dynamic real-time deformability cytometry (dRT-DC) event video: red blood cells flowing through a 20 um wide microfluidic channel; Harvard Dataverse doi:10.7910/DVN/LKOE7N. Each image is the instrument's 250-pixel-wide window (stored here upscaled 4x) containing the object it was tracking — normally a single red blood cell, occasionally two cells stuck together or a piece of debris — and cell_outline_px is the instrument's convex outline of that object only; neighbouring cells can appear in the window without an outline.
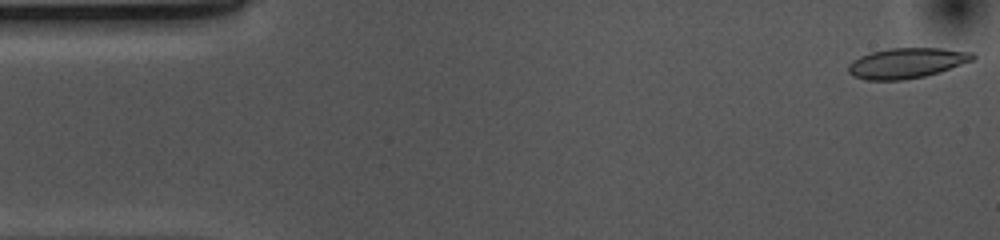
{"species": "common noctule bat (a hibernating species)", "species_latin": "Nyctalus noctula", "temperature_condition": "cold", "stored_images_in_passage": 53, "camera_frame_rate_fps": 3000, "um_per_image_px": 0.085, "animal": {"sex": "female", "body_mass_g": 10.0, "forearm_length_mm": 53.1}, "frame": {"image": 1, "passage_image": 1, "time_ms": 0.0, "image_size_px": [1000, 240], "cell_outline_px": [[976, 60], [940, 72], [924, 76], [904, 80], [868, 80], [852, 76], [848, 72], [848, 64], [852, 60], [860, 56], [872, 52], [892, 48], [940, 48], [972, 52], [976, 56]], "centroid_in_image_um": [77.09, 5.36], "position_along_channel_um": 7.9, "area_um2": 22.14}}
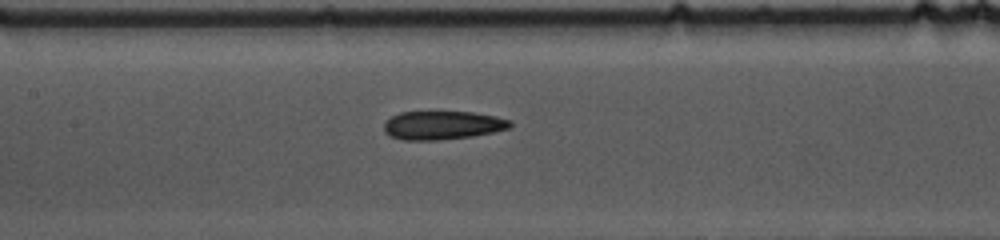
{"frame": {"image": 2, "passage_image": 23, "time_ms": 7.333, "image_size_px": [1000, 240], "cell_outline_px": [[512, 128], [472, 136], [440, 140], [404, 140], [388, 136], [384, 132], [384, 124], [392, 116], [400, 112], [472, 112], [496, 116], [512, 120]], "centroid_in_image_um": [37.63, 10.65], "position_along_channel_um": 169.8, "area_um2": 21.1}}
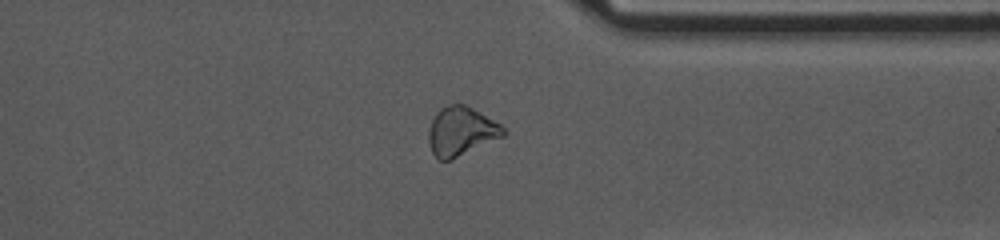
{"frame": {"image": 3, "passage_image": 40, "time_ms": 13.0, "image_size_px": [1000, 240], "cell_outline_px": [[508, 132], [504, 136], [452, 160], [440, 160], [432, 152], [428, 140], [428, 132], [432, 120], [436, 112], [440, 108], [448, 104], [464, 104], [480, 112], [500, 124]], "centroid_in_image_um": [39.2, 11.16], "position_along_channel_um": 372.2, "area_um2": 21.33}, "authors_computed_cell_mechanics": {"area_um2": 21.9062, "velocity_mm_per_s": 3.6843, "shape_relaxation_time_tau1_ms": 6.5796, "shape_relaxation_time_tau2_ms": null, "deformation_change_tau1": 0.1454, "deformation_change_tau2": null}}